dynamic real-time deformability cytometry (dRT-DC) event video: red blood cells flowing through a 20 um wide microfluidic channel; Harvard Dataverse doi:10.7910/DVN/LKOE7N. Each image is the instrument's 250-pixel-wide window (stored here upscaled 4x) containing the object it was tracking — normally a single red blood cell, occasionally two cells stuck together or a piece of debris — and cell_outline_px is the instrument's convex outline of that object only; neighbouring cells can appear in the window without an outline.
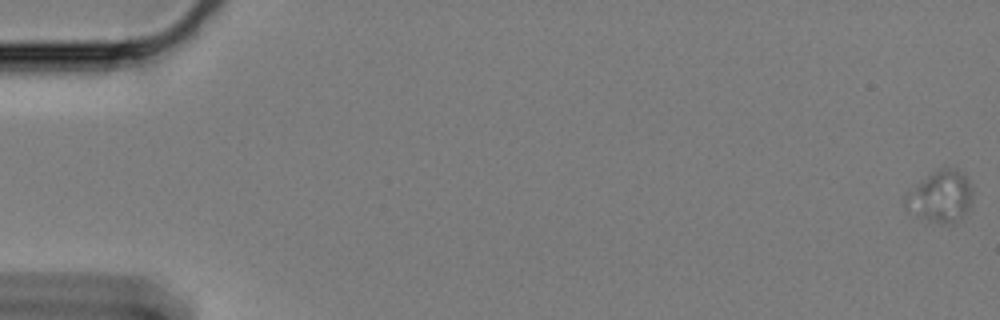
{"species": "Egyptian fruit bat (a non-hibernating species)", "species_latin": "Rousettus aegyptiacus", "temperature_condition": "cold", "stored_images_in_passage": 66, "camera_frame_rate_fps": 3000, "um_per_image_px": 0.085, "animal": {"sex": "female"}, "frame": {"image": 1, "passage_image": 1, "time_ms": 0.0, "image_size_px": [1000, 320], "cell_outline_px": [[972, 192], [968, 208], [956, 220], [948, 224], [944, 224], [916, 216], [904, 200], [908, 192], [928, 176], [940, 168], [956, 168], [964, 176]], "centroid_in_image_um": [79.95, 16.7], "position_along_channel_um": 5.1, "area_um2": 19.02}}
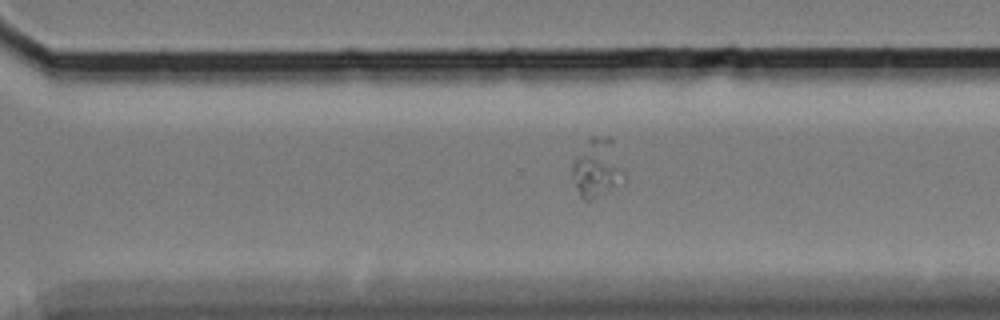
{"frame": {"image": 2, "passage_image": 47, "time_ms": 15.333, "image_size_px": [1000, 320], "cell_outline_px": [[624, 184], [592, 200], [584, 200], [580, 196], [572, 180], [572, 164], [576, 160], [584, 156], [588, 156], [624, 172]], "centroid_in_image_um": [50.58, 15.11], "position_along_channel_um": 320.0, "area_um2": 11.56}}
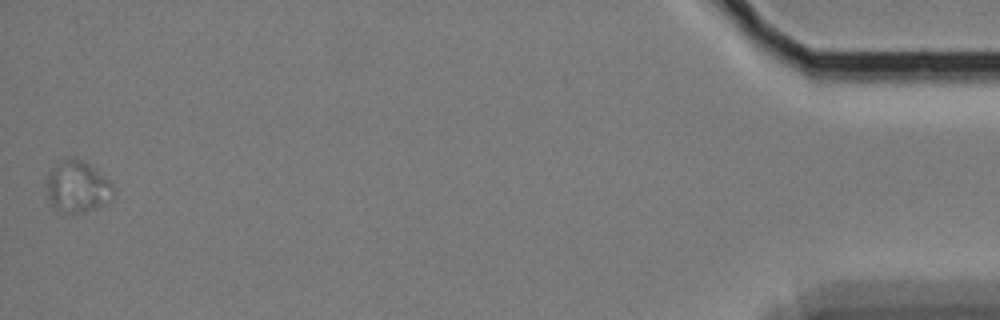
{"frame": {"image": 3, "passage_image": 66, "time_ms": 21.667, "image_size_px": [1000, 320], "cell_outline_px": [[112, 200], [84, 212], [72, 212], [60, 208], [52, 204], [48, 196], [48, 172], [52, 168], [68, 156], [76, 156], [88, 164], [108, 180], [112, 184]], "centroid_in_image_um": [6.59, 15.82], "position_along_channel_um": 428.6, "area_um2": 19.31}}